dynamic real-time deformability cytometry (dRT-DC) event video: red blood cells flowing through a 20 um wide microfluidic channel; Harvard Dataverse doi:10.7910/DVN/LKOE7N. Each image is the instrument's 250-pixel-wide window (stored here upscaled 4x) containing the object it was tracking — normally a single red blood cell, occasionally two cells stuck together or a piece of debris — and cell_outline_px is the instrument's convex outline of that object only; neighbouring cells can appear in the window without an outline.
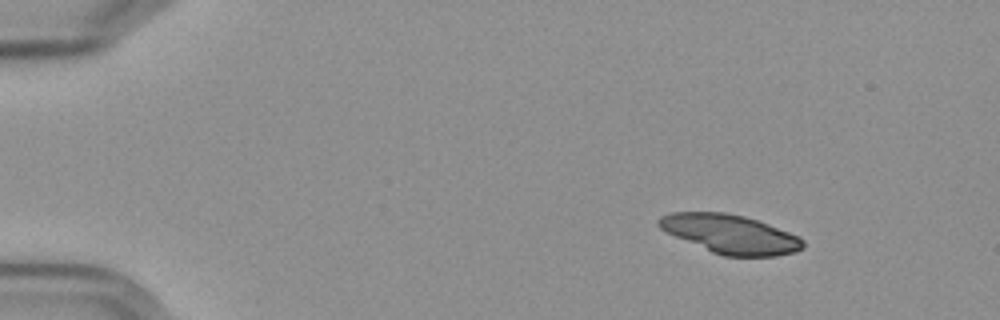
{"species": "Egyptian fruit bat (a non-hibernating species)", "species_latin": "Rousettus aegyptiacus", "temperature_condition": "cold", "stored_images_in_passage": 50, "segment_of_instrument_passage": [1, 2], "camera_frame_rate_fps": 3000, "um_per_image_px": 0.085, "frame": {"image": 1, "passage_image": 1, "time_ms": 0.0, "image_size_px": [1000, 320], "cell_outline_px": [[804, 248], [796, 252], [776, 256], [724, 256], [712, 252], [676, 236], [660, 228], [656, 224], [656, 220], [660, 216], [672, 212], [724, 212], [744, 216], [768, 224], [800, 236], [804, 240]], "centroid_in_image_um": [62.1, 19.89], "position_along_channel_um": 22.9, "area_um2": 32.54}}